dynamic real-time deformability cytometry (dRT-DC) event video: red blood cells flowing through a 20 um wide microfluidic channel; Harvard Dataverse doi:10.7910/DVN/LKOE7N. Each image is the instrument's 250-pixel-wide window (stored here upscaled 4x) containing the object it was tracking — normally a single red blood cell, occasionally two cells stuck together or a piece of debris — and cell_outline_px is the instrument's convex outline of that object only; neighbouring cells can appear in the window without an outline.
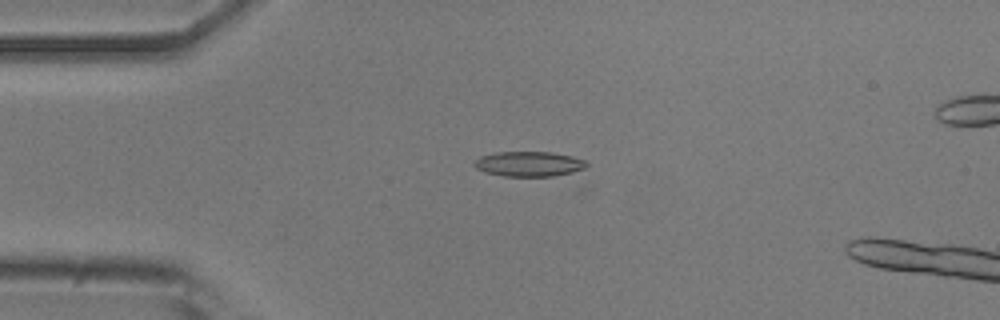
{"species": "common noctule bat (a hibernating species)", "species_latin": "Nyctalus noctula", "temperature_condition": "room temperature", "stored_images_in_passage": 10, "camera_frame_rate_fps": 3000, "um_per_image_px": 0.085, "animal": {"sex": "male", "body_mass_g": 20.5, "forearm_length_mm": 52.5}, "frame": {"image": 1, "passage_image": 4, "time_ms": 1.0, "image_size_px": [1000, 320], "cell_outline_px": [[588, 164], [584, 168], [572, 172], [552, 176], [504, 176], [484, 172], [476, 168], [472, 164], [480, 156], [496, 152], [552, 152], [572, 156], [584, 160]], "centroid_in_image_um": [44.93, 13.93], "position_along_channel_um": 40.1, "area_um2": 16.3}}
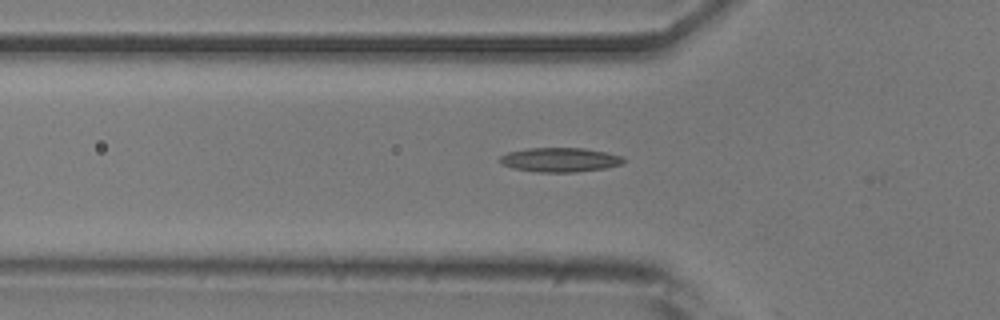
{"frame": {"image": 2, "passage_image": 9, "time_ms": 2.667, "image_size_px": [1000, 320], "cell_outline_px": [[624, 160], [620, 164], [604, 168], [576, 172], [540, 172], [512, 168], [500, 164], [500, 156], [508, 152], [528, 148], [584, 148], [624, 156]], "centroid_in_image_um": [47.56, 13.58], "position_along_channel_um": 78.2, "area_um2": 17.4}}